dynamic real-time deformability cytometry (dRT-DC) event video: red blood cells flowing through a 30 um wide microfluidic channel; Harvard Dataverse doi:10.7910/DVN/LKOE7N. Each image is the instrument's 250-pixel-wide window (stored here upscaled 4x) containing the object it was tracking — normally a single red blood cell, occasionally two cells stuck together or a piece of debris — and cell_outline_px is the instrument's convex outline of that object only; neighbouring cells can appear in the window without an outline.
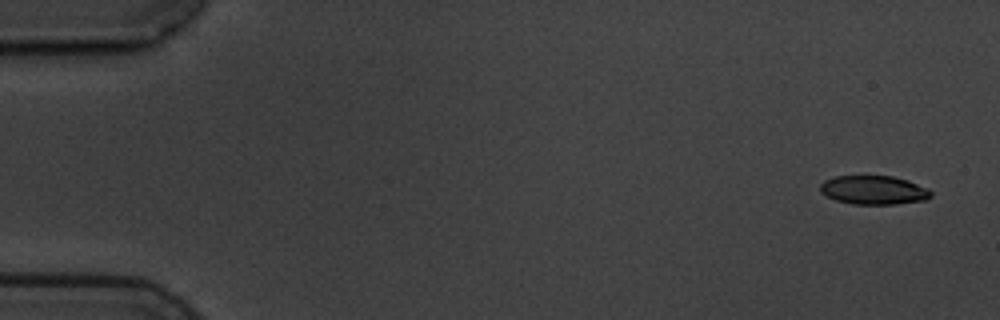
{"species": "common noctule bat (a hibernating species)", "species_latin": "Nyctalus noctula", "temperature_condition": "cold", "stored_images_in_passage": 5, "camera_frame_rate_fps": 3000, "um_per_image_px": 0.085, "animal": {"sex": "male", "body_mass_g": 19.5, "forearm_length_mm": 54.6}, "frame": {"image": 1, "passage_image": 1, "time_ms": 0.0, "image_size_px": [1000, 320], "cell_outline_px": [[932, 196], [924, 200], [896, 204], [852, 204], [836, 200], [820, 192], [820, 184], [824, 180], [836, 176], [892, 176], [908, 180], [928, 188], [932, 192]], "centroid_in_image_um": [74.27, 16.15], "position_along_channel_um": 10.7, "area_um2": 18.61}}
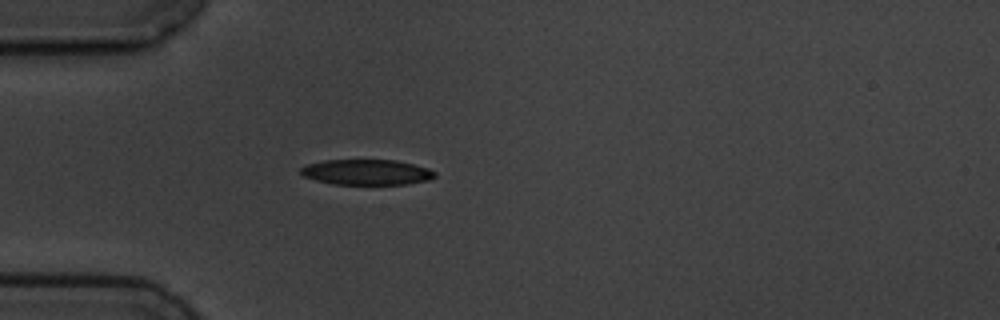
{"frame": {"image": 2, "passage_image": 5, "time_ms": 4.667, "image_size_px": [1000, 320], "cell_outline_px": [[436, 176], [428, 180], [408, 184], [332, 184], [316, 180], [304, 176], [300, 172], [300, 168], [308, 164], [324, 160], [396, 160], [428, 168], [436, 172]], "centroid_in_image_um": [31.17, 14.63], "position_along_channel_um": 53.8, "area_um2": 19.83}}